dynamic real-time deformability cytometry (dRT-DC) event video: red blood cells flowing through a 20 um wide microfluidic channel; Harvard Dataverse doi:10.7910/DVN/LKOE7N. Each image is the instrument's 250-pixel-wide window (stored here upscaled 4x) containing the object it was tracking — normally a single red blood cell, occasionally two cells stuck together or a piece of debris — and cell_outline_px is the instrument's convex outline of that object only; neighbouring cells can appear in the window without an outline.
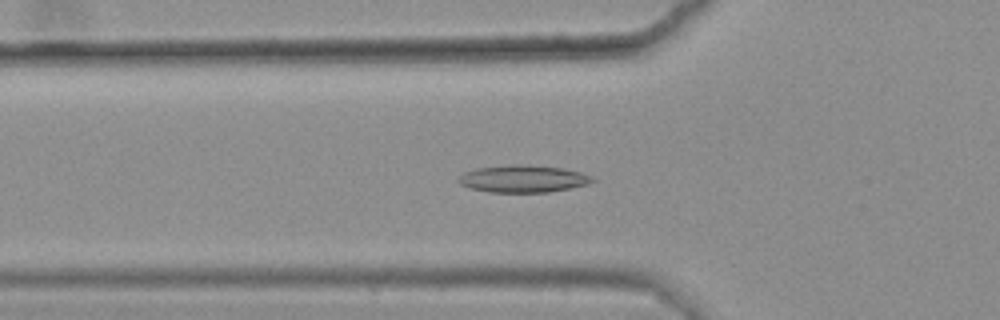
{"species": "common noctule bat (a hibernating species)", "species_latin": "Nyctalus noctula", "temperature_condition": "warm", "stored_images_in_passage": 43, "camera_frame_rate_fps": 3000, "um_per_image_px": 0.085, "animal": {"sex": "female", "body_mass_g": 25.1}, "frame": {"image": 1, "passage_image": 15, "time_ms": 4.667, "image_size_px": [1000, 320], "cell_outline_px": [[596, 180], [588, 184], [548, 192], [488, 192], [468, 188], [460, 184], [456, 180], [464, 172], [476, 168], [516, 164], [564, 168], [580, 172], [592, 176]], "centroid_in_image_um": [44.43, 15.2], "position_along_channel_um": 81.4, "area_um2": 21.21}}
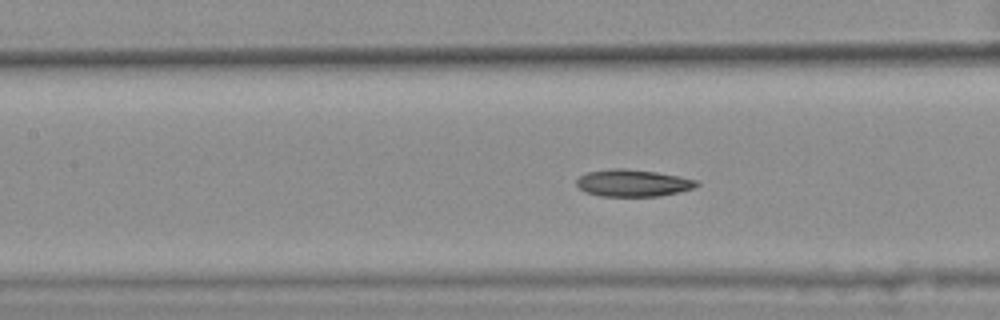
{"frame": {"image": 2, "passage_image": 21, "time_ms": 6.667, "image_size_px": [1000, 320], "cell_outline_px": [[700, 184], [692, 188], [660, 196], [600, 196], [584, 192], [576, 184], [576, 180], [580, 176], [588, 172], [612, 168], [624, 168], [656, 172], [680, 176], [696, 180]], "centroid_in_image_um": [53.76, 15.55], "position_along_channel_um": 153.6, "area_um2": 18.84}}
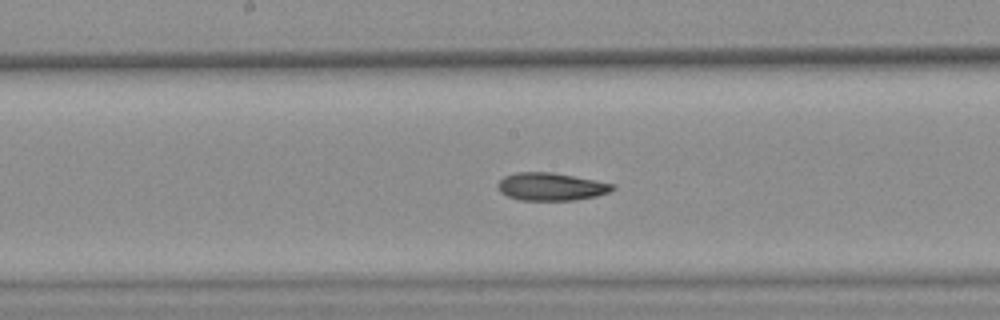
{"frame": {"image": 3, "passage_image": 25, "time_ms": 8.0, "image_size_px": [1000, 320], "cell_outline_px": [[616, 188], [608, 192], [596, 196], [576, 200], [520, 200], [508, 196], [500, 192], [496, 184], [504, 176], [516, 172], [552, 172], [596, 180], [616, 184]], "centroid_in_image_um": [46.84, 15.86], "position_along_channel_um": 201.4, "area_um2": 18.67}, "authors_computed_cell_mechanics": {"area_um2": 19.1318, "velocity_mm_per_s": 3.5918, "shape_relaxation_time_tau1_ms": 10.5291, "shape_relaxation_time_tau2_ms": 4.0457, "deformation_change_tau1": 0.2103, "deformation_change_tau2": 0.1106}}